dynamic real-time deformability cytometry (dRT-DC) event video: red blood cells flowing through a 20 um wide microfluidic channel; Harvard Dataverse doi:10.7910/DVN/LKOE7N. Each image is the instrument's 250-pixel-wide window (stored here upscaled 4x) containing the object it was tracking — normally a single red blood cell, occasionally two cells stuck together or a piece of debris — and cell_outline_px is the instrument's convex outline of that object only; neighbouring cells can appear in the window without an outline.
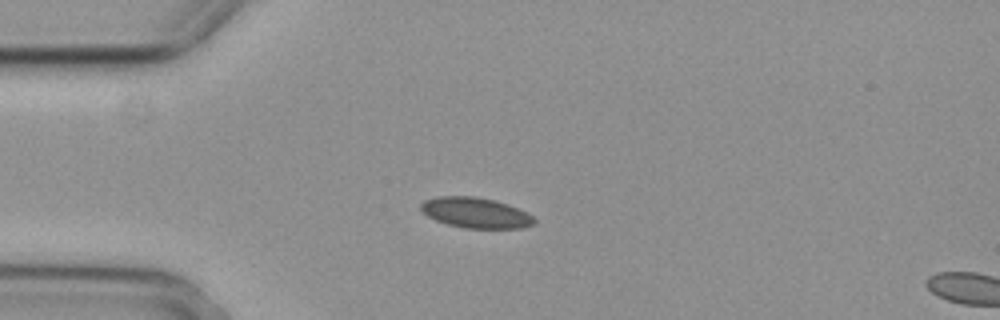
{"species": "common noctule bat (a hibernating species)", "species_latin": "Nyctalus noctula", "temperature_condition": "cold", "stored_images_in_passage": 4, "camera_frame_rate_fps": 3000, "um_per_image_px": 0.085, "animal": {"sex": "female", "body_mass_g": 29.2, "forearm_length_mm": 56.3}, "frame": {"image": 1, "passage_image": 3, "time_ms": 0.667, "image_size_px": [1000, 320], "cell_outline_px": [[536, 224], [520, 228], [464, 228], [448, 224], [436, 220], [428, 216], [420, 208], [420, 204], [424, 200], [436, 196], [476, 196], [496, 200], [508, 204], [528, 212], [536, 220]], "centroid_in_image_um": [40.45, 18.07], "position_along_channel_um": 44.5, "area_um2": 20.29}}